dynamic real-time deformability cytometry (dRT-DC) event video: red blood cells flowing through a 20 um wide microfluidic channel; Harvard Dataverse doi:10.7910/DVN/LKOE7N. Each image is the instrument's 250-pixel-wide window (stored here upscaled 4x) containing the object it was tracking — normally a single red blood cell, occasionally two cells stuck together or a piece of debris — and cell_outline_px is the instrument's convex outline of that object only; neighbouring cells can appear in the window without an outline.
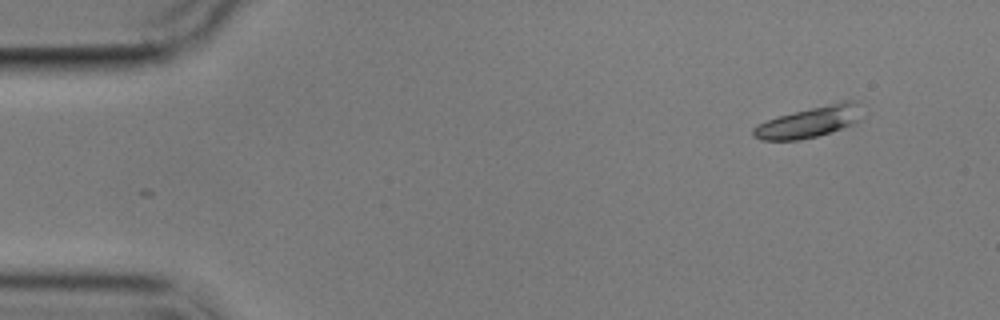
{"species": "common noctule bat (a hibernating species)", "species_latin": "Nyctalus noctula", "temperature_condition": "cold", "stored_images_in_passage": 2, "camera_frame_rate_fps": 3000, "um_per_image_px": 0.085, "animal": {"sex": "male", "body_mass_g": 17.9}, "frame": {"image": 1, "passage_image": 2, "time_ms": 1.0, "image_size_px": [1000, 320], "cell_outline_px": [[868, 112], [856, 124], [816, 136], [800, 140], [760, 140], [752, 136], [752, 128], [756, 124], [780, 116], [844, 100], [860, 100]], "centroid_in_image_um": [68.95, 10.35], "position_along_channel_um": 16.1, "area_um2": 20.11}}